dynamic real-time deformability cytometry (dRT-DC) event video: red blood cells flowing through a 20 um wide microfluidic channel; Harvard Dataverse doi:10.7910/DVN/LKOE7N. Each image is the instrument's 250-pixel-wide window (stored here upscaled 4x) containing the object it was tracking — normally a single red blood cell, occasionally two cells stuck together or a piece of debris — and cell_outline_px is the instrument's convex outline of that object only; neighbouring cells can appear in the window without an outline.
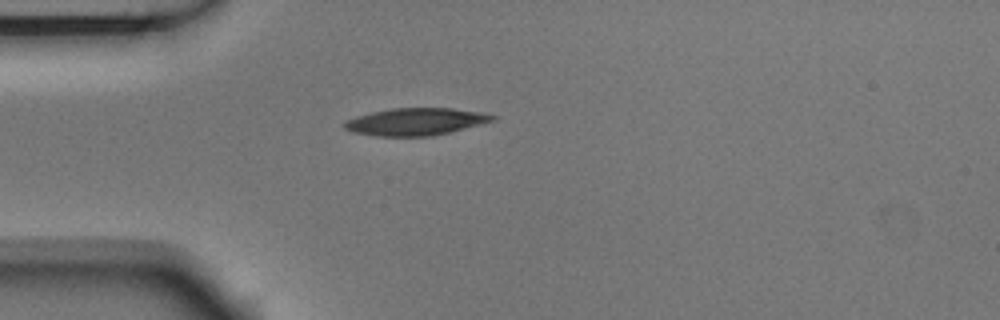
{"species": "Egyptian fruit bat (a non-hibernating species)", "species_latin": "Rousettus aegyptiacus", "temperature_condition": "room temperature", "stored_images_in_passage": 40, "camera_frame_rate_fps": 3000, "um_per_image_px": 0.085, "animal": {"sex": "male"}, "frame": {"image": 1, "passage_image": 1, "time_ms": 0.0, "image_size_px": [1000, 320], "cell_outline_px": [[496, 120], [432, 136], [376, 136], [352, 132], [344, 128], [344, 124], [348, 120], [372, 112], [392, 108], [452, 108], [476, 112], [496, 116]], "centroid_in_image_um": [35.32, 10.35], "position_along_channel_um": 49.7, "area_um2": 23.06}}
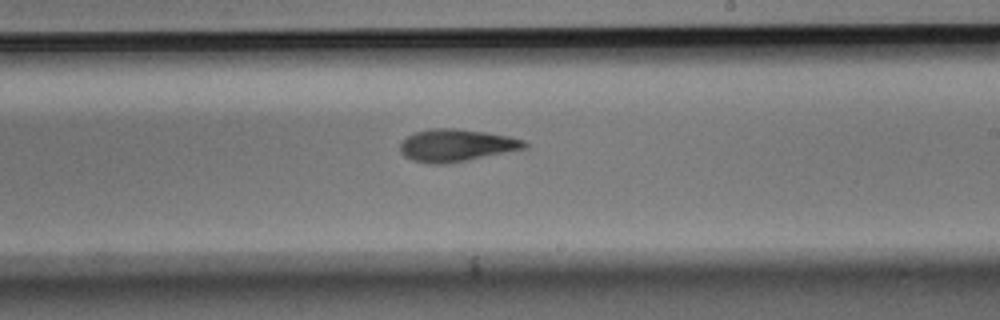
{"frame": {"image": 2, "passage_image": 18, "time_ms": 5.667, "image_size_px": [1000, 320], "cell_outline_px": [[528, 148], [444, 164], [432, 164], [412, 160], [404, 156], [400, 152], [400, 144], [408, 136], [416, 132], [432, 128], [456, 128], [484, 132], [508, 136], [524, 140], [528, 144]], "centroid_in_image_um": [38.79, 12.35], "position_along_channel_um": 250.2, "area_um2": 23.24}}
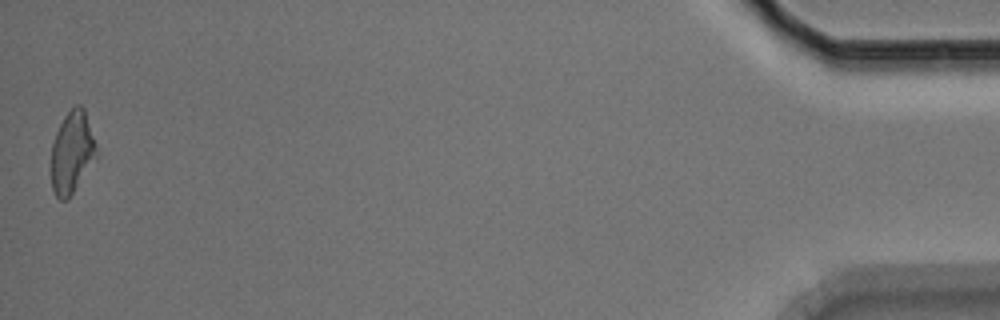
{"frame": {"image": 3, "passage_image": 40, "time_ms": 13.0, "image_size_px": [1000, 320], "cell_outline_px": [[96, 156], [68, 200], [60, 200], [56, 196], [52, 188], [52, 144], [56, 132], [64, 116], [76, 104], [80, 104], [84, 108], [96, 144]], "centroid_in_image_um": [6.11, 12.94], "position_along_channel_um": 429.1, "area_um2": 21.15}, "authors_computed_cell_mechanics": {"area_um2": 22.831, "velocity_mm_per_s": 3.7267, "shape_relaxation_time_tau1_ms": 3.4709, "shape_relaxation_time_tau2_ms": 4.67, "deformation_change_tau1": 0.1653, "deformation_change_tau2": 0.1396}}